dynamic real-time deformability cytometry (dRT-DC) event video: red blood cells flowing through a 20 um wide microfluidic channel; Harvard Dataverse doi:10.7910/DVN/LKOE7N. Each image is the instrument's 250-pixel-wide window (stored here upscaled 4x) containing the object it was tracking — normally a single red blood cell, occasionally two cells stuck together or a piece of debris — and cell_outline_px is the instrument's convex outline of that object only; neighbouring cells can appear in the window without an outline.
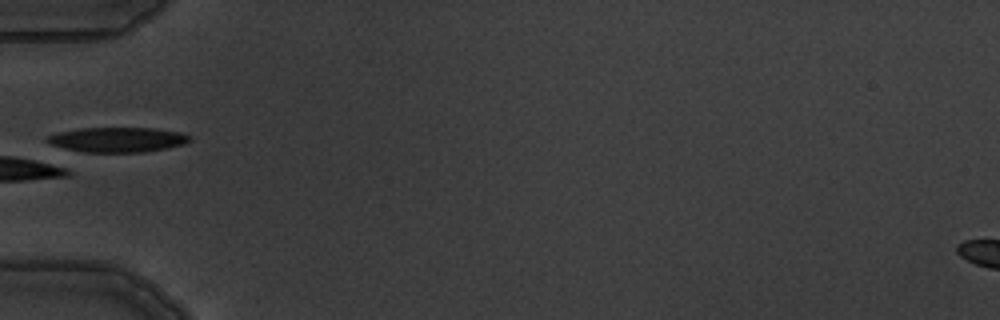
{"species": "common noctule bat (a hibernating species)", "species_latin": "Nyctalus noctula", "temperature_condition": "warm", "stored_images_in_passage": 6, "camera_frame_rate_fps": 3000, "um_per_image_px": 0.085, "animal": {"sex": "male", "body_mass_g": 19.5, "forearm_length_mm": 54.6}, "frame": {"image": 1, "passage_image": 6, "time_ms": 6.333, "image_size_px": [1000, 320], "cell_outline_px": [[192, 140], [184, 144], [168, 148], [144, 152], [84, 152], [64, 148], [52, 144], [44, 140], [48, 136], [60, 132], [80, 128], [152, 128], [180, 132], [188, 136]], "centroid_in_image_um": [10.0, 11.87], "position_along_channel_um": 75.0, "area_um2": 20.52}}